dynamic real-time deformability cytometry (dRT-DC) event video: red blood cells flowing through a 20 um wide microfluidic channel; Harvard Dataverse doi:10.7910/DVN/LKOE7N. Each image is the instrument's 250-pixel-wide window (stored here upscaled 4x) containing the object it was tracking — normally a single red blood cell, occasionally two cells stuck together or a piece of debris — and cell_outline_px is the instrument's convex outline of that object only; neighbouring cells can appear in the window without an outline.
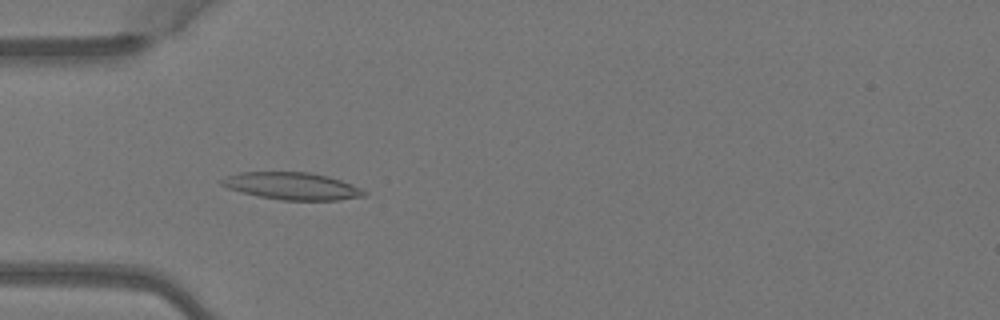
{"species": "Egyptian fruit bat (a non-hibernating species)", "species_latin": "Rousettus aegyptiacus", "temperature_condition": "warm", "stored_images_in_passage": 4, "camera_frame_rate_fps": 3000, "um_per_image_px": 0.085, "animal": {"sex": "female"}, "frame": {"image": 1, "passage_image": 2, "time_ms": 0.333, "image_size_px": [1000, 320], "cell_outline_px": [[368, 192], [364, 196], [340, 200], [280, 200], [256, 196], [228, 188], [220, 184], [220, 180], [228, 176], [240, 172], [308, 172], [328, 176], [352, 184]], "centroid_in_image_um": [24.83, 15.82], "position_along_channel_um": 60.2, "area_um2": 22.6}}
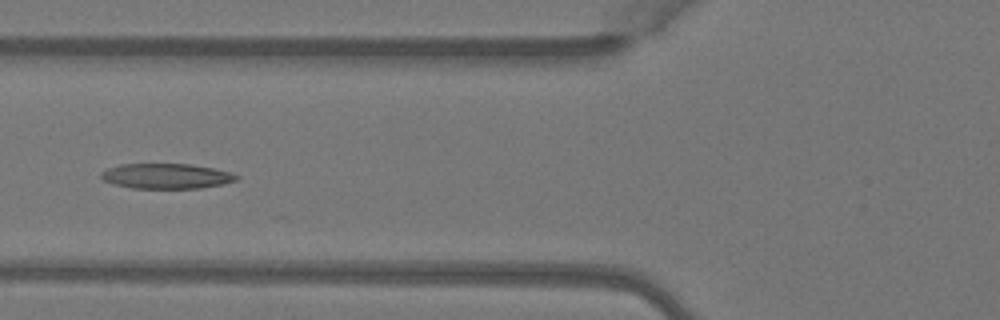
{"frame": {"image": 2, "passage_image": 3, "time_ms": 0.667, "image_size_px": [1000, 320], "cell_outline_px": [[240, 176], [236, 180], [224, 184], [200, 188], [132, 188], [116, 184], [104, 180], [100, 176], [100, 172], [108, 168], [120, 164], [192, 164], [232, 172]], "centroid_in_image_um": [14.17, 14.96], "position_along_channel_um": 111.6, "area_um2": 19.83}}
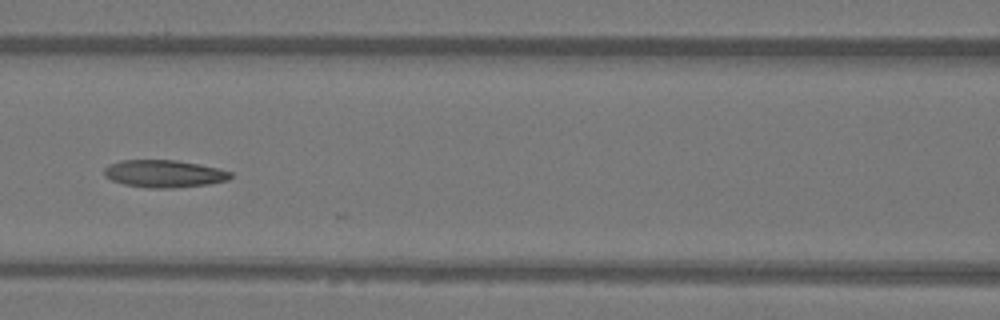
{"frame": {"image": 3, "passage_image": 4, "time_ms": 1.0, "image_size_px": [1000, 320], "cell_outline_px": [[232, 176], [228, 180], [208, 184], [172, 188], [148, 188], [124, 184], [112, 180], [104, 176], [104, 168], [108, 164], [120, 160], [176, 160], [200, 164], [232, 172]], "centroid_in_image_um": [13.92, 14.76], "position_along_channel_um": 152.7, "area_um2": 20.23}}